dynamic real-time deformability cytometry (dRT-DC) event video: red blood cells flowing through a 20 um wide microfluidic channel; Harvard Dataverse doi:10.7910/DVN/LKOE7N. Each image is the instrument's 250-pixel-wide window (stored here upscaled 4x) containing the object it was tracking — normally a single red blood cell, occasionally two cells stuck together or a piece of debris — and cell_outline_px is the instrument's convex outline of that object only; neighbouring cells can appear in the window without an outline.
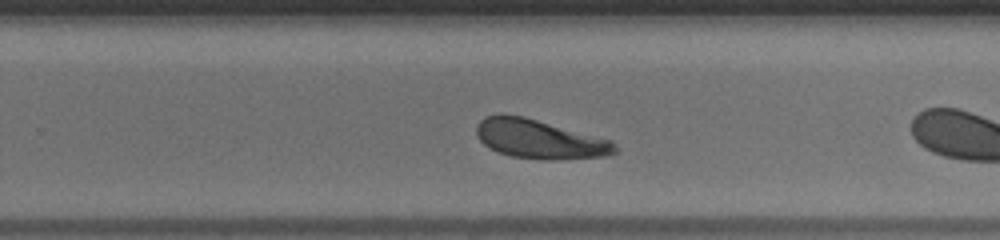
{"species": "human", "species_latin": "Homo sapiens", "temperature_condition": "warm", "stored_images_in_passage": 25, "camera_frame_rate_fps": 3000, "um_per_image_px": 0.085, "donor": {"sex": "male"}, "frame": {"image": 1, "passage_image": 15, "time_ms": 4.667, "image_size_px": [1000, 240], "cell_outline_px": [[616, 152], [604, 156], [556, 160], [544, 160], [512, 156], [496, 152], [488, 148], [476, 136], [476, 124], [484, 116], [500, 112], [524, 116], [612, 140], [616, 144]], "centroid_in_image_um": [45.8, 11.8], "position_along_channel_um": 284.0, "area_um2": 31.96}}
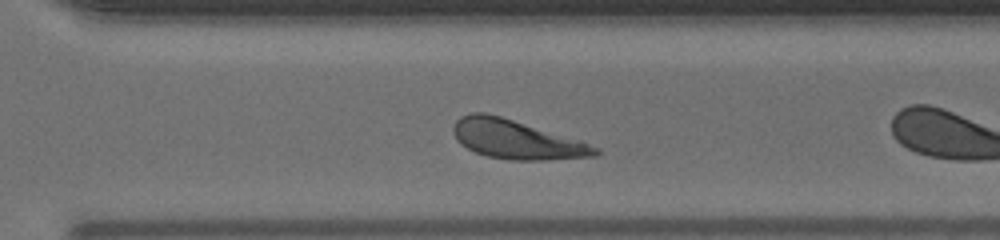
{"frame": {"image": 2, "passage_image": 18, "time_ms": 5.667, "image_size_px": [1000, 240], "cell_outline_px": [[600, 152], [596, 156], [548, 160], [508, 160], [488, 156], [476, 152], [468, 148], [456, 140], [452, 132], [452, 128], [456, 120], [460, 116], [472, 112], [484, 112], [500, 116], [580, 140], [600, 148]], "centroid_in_image_um": [43.89, 11.86], "position_along_channel_um": 326.7, "area_um2": 32.19}}